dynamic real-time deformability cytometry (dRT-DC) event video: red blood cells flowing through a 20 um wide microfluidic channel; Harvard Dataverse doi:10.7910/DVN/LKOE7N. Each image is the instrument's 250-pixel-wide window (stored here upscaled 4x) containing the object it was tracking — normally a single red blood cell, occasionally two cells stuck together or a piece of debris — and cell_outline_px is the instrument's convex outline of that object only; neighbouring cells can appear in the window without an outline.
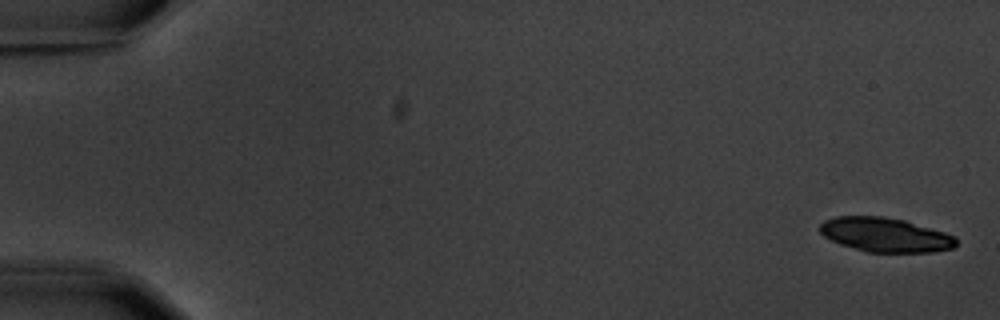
{"species": "common noctule bat (a hibernating species)", "species_latin": "Nyctalus noctula", "temperature_condition": "warm", "stored_images_in_passage": 7, "camera_frame_rate_fps": 3000, "um_per_image_px": 0.085, "animal": {"sex": "male", "body_mass_g": 20.1, "forearm_length_mm": 53.5}, "frame": {"image": 1, "passage_image": 7, "time_ms": 7.0, "image_size_px": [1000, 320], "cell_outline_px": [[956, 244], [952, 248], [932, 252], [868, 252], [840, 244], [824, 236], [820, 232], [820, 224], [824, 220], [836, 216], [884, 216], [904, 220], [944, 232], [956, 236]], "centroid_in_image_um": [75.24, 19.95], "position_along_channel_um": 9.8, "area_um2": 27.11}}